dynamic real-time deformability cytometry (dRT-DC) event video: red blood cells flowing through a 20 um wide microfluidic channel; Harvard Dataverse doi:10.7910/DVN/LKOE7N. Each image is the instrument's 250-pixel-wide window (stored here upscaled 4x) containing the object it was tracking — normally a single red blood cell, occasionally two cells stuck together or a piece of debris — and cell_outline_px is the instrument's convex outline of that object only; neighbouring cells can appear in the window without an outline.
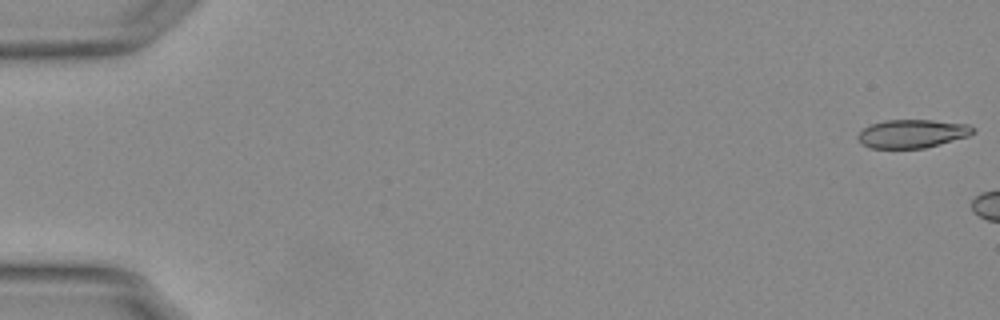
{"species": "Egyptian fruit bat (a non-hibernating species)", "species_latin": "Rousettus aegyptiacus", "temperature_condition": "warm", "stored_images_in_passage": 6, "camera_frame_rate_fps": 3000, "um_per_image_px": 0.085, "animal": {"sex": "female"}, "frame": {"image": 1, "passage_image": 1, "time_ms": 0.0, "image_size_px": [1000, 320], "cell_outline_px": [[976, 132], [968, 136], [924, 148], [872, 148], [860, 144], [856, 136], [864, 128], [872, 124], [884, 120], [932, 120], [968, 124], [976, 128]], "centroid_in_image_um": [77.54, 11.36], "position_along_channel_um": 7.5, "area_um2": 19.07}}